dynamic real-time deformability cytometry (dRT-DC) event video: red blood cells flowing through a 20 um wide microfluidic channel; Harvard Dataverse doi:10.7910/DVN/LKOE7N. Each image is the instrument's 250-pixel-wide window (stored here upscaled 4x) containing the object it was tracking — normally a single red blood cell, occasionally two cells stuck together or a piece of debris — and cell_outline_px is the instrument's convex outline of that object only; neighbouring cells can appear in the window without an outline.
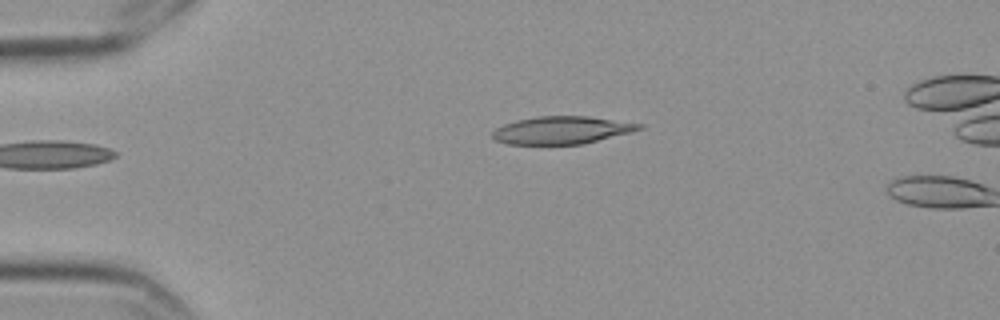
{"species": "Egyptian fruit bat (a non-hibernating species)", "species_latin": "Rousettus aegyptiacus", "temperature_condition": "cold", "stored_images_in_passage": 2, "camera_frame_rate_fps": 3000, "um_per_image_px": 0.085, "frame": {"image": 1, "passage_image": 2, "time_ms": 0.333, "image_size_px": [1000, 320], "cell_outline_px": [[644, 128], [632, 132], [584, 144], [508, 144], [496, 140], [492, 136], [492, 132], [496, 128], [504, 124], [516, 120], [536, 116], [588, 116], [644, 124]], "centroid_in_image_um": [47.78, 11.06], "position_along_channel_um": 37.2, "area_um2": 23.7}}